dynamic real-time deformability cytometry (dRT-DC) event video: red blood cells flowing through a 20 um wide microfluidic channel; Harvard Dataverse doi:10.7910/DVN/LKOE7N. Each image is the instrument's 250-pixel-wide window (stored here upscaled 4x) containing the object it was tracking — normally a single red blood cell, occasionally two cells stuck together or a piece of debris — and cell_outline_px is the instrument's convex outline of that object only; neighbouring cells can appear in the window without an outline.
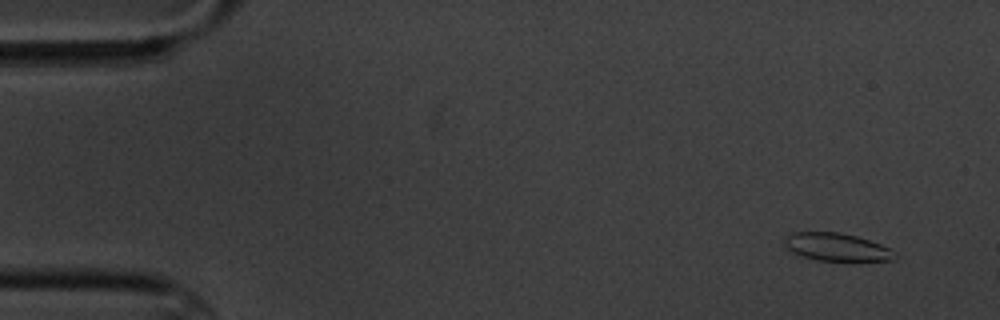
{"species": "common noctule bat (a hibernating species)", "species_latin": "Nyctalus noctula", "temperature_condition": "cold", "stored_images_in_passage": 5, "camera_frame_rate_fps": 3000, "um_per_image_px": 0.085, "animal": {"sex": "male", "body_mass_g": 20.1, "forearm_length_mm": 53.5}, "frame": {"image": 1, "passage_image": 2, "time_ms": 1.0, "image_size_px": [1000, 320], "cell_outline_px": [[896, 260], [816, 260], [804, 256], [788, 248], [788, 236], [792, 232], [840, 232], [856, 236], [880, 244], [896, 252]], "centroid_in_image_um": [71.2, 20.99], "position_along_channel_um": 13.8, "area_um2": 17.22}}